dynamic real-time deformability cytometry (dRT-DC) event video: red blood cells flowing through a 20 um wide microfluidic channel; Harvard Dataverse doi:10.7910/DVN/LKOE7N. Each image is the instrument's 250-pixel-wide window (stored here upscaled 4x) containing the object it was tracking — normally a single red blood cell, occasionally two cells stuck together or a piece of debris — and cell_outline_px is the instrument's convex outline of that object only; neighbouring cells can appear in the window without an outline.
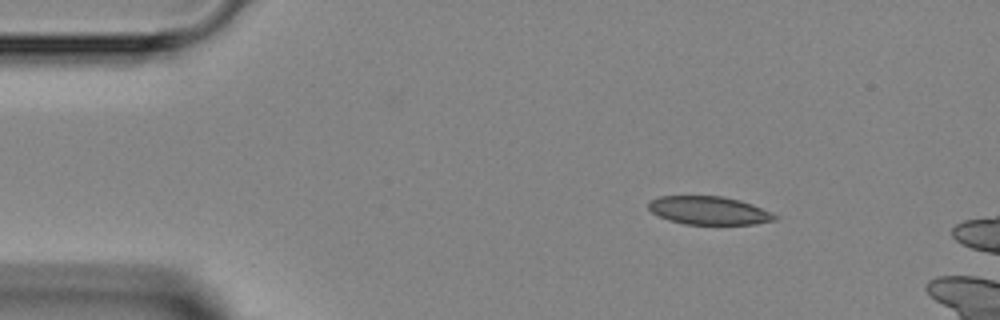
{"species": "Egyptian fruit bat (a non-hibernating species)", "species_latin": "Rousettus aegyptiacus", "temperature_condition": "room temperature", "stored_images_in_passage": 3, "camera_frame_rate_fps": 3000, "um_per_image_px": 0.085, "animal": {"sex": "female"}, "frame": {"image": 1, "passage_image": 1, "time_ms": 0.0, "image_size_px": [1000, 320], "cell_outline_px": [[780, 216], [776, 220], [756, 224], [684, 224], [668, 220], [652, 212], [648, 208], [648, 204], [652, 200], [660, 196], [720, 196], [740, 200], [752, 204], [772, 212]], "centroid_in_image_um": [60.3, 17.9], "position_along_channel_um": 24.7, "area_um2": 20.81}}